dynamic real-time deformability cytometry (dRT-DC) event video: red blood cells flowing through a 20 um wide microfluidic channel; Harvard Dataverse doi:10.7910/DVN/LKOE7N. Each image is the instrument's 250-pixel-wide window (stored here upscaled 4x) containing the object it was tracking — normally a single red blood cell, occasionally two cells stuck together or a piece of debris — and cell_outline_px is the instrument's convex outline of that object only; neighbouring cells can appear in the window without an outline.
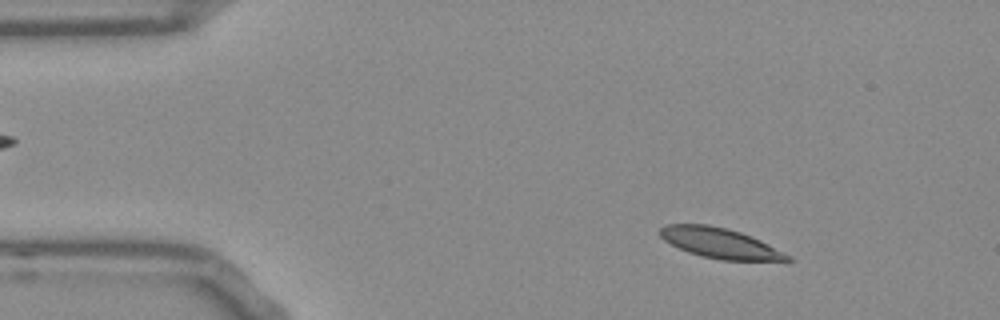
{"species": "Egyptian fruit bat (a non-hibernating species)", "species_latin": "Rousettus aegyptiacus", "temperature_condition": "room temperature", "stored_images_in_passage": 16, "camera_frame_rate_fps": 3000, "um_per_image_px": 0.085, "frame": {"image": 1, "passage_image": 7, "time_ms": 2.0, "image_size_px": [1000, 320], "cell_outline_px": [[792, 260], [720, 260], [700, 256], [688, 252], [664, 240], [656, 232], [660, 228], [668, 224], [708, 224], [740, 232], [760, 240], [792, 256]], "centroid_in_image_um": [61.15, 20.66], "position_along_channel_um": 23.8, "area_um2": 22.25}}